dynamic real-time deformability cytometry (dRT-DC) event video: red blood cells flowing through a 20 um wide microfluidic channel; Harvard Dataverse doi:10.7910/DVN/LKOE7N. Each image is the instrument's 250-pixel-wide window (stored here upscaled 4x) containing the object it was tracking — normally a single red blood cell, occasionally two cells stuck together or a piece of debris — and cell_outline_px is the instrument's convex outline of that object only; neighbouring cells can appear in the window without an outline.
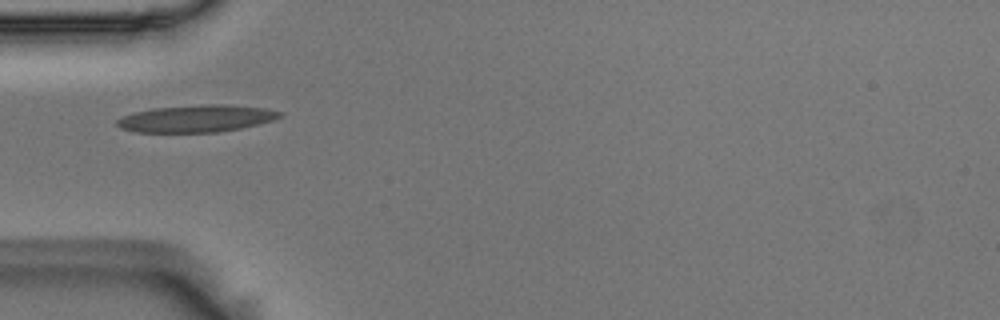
{"species": "Egyptian fruit bat (a non-hibernating species)", "species_latin": "Rousettus aegyptiacus", "temperature_condition": "room temperature", "stored_images_in_passage": 5, "camera_frame_rate_fps": 3000, "um_per_image_px": 0.085, "animal": {"sex": "male"}, "frame": {"image": 1, "passage_image": 1, "time_ms": 0.0, "image_size_px": [1000, 320], "cell_outline_px": [[284, 116], [272, 120], [240, 128], [220, 132], [136, 132], [120, 128], [116, 124], [116, 120], [124, 116], [136, 112], [152, 108], [204, 104], [224, 104], [264, 108], [284, 112]], "centroid_in_image_um": [16.71, 10.07], "position_along_channel_um": 68.3, "area_um2": 25.66}}
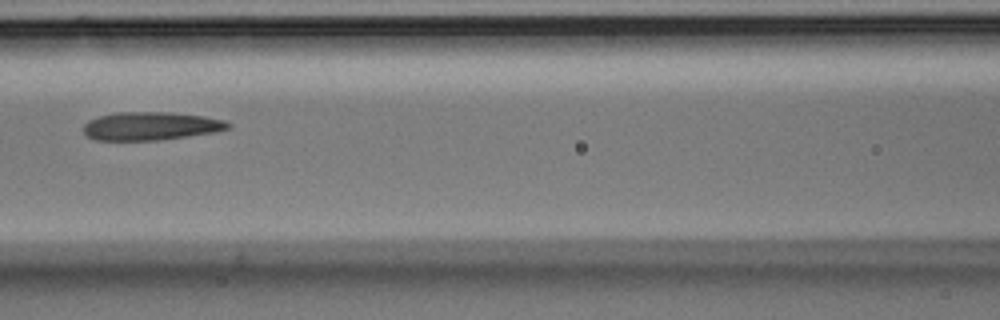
{"frame": {"image": 2, "passage_image": 3, "time_ms": 0.667, "image_size_px": [1000, 320], "cell_outline_px": [[232, 124], [228, 128], [216, 132], [156, 140], [96, 140], [88, 136], [84, 132], [84, 124], [88, 120], [100, 116], [116, 112], [168, 112], [204, 116], [224, 120]], "centroid_in_image_um": [12.81, 10.71], "position_along_channel_um": 153.8, "area_um2": 23.64}}
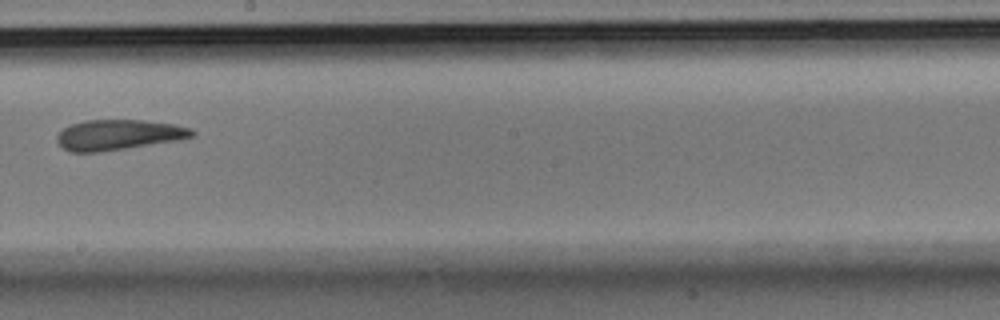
{"frame": {"image": 3, "passage_image": 5, "time_ms": 1.333, "image_size_px": [1000, 320], "cell_outline_px": [[196, 136], [176, 140], [100, 152], [72, 152], [64, 148], [56, 140], [56, 136], [64, 128], [72, 124], [84, 120], [144, 120], [172, 124], [192, 128], [196, 132]], "centroid_in_image_um": [10.08, 11.45], "position_along_channel_um": 238.1, "area_um2": 23.7}}